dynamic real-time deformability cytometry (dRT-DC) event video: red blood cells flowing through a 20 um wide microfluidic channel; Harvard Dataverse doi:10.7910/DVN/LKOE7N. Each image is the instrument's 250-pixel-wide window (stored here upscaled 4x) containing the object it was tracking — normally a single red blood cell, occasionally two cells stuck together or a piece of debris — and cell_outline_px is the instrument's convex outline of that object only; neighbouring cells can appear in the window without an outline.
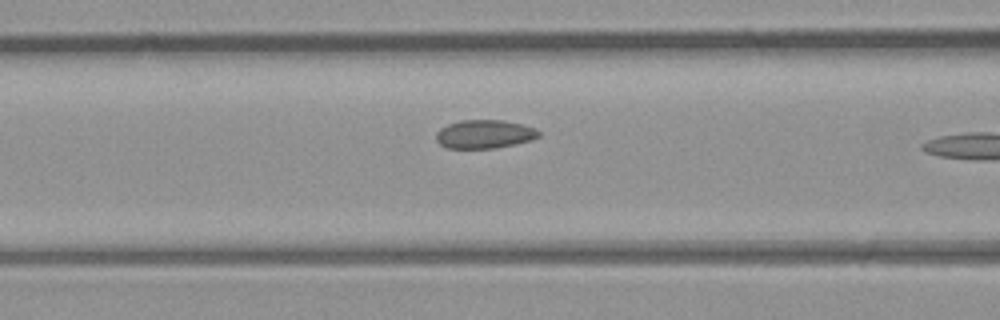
{"species": "common noctule bat (a hibernating species)", "species_latin": "Nyctalus noctula", "temperature_condition": "room temperature", "stored_images_in_passage": 17, "camera_frame_rate_fps": 3000, "um_per_image_px": 0.085, "animal": {"sex": "male", "body_mass_g": 23.1, "forearm_length_mm": 52.7}, "frame": {"image": 1, "passage_image": 15, "time_ms": 4.667, "image_size_px": [1000, 320], "cell_outline_px": [[540, 136], [532, 140], [516, 144], [496, 148], [448, 148], [440, 144], [436, 140], [436, 132], [440, 128], [448, 124], [460, 120], [504, 120], [536, 128], [540, 132]], "centroid_in_image_um": [41.19, 11.4], "position_along_channel_um": 125.4, "area_um2": 17.17}}